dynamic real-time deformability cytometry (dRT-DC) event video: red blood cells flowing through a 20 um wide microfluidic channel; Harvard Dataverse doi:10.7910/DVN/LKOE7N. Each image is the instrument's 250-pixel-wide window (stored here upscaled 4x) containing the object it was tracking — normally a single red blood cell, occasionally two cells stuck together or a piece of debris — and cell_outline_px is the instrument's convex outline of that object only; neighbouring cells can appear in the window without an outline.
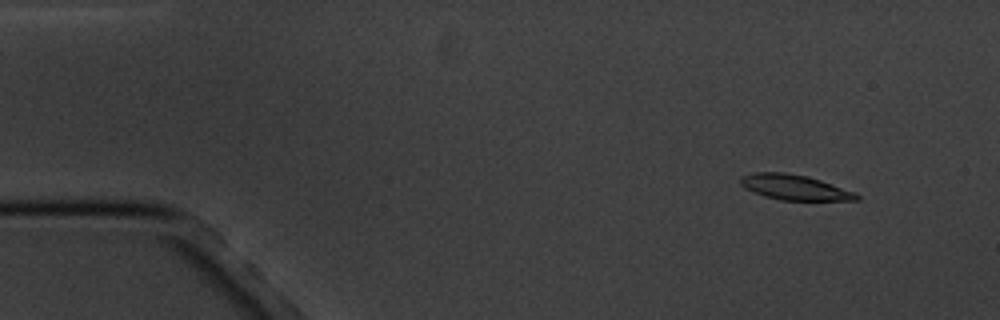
{"species": "common noctule bat (a hibernating species)", "species_latin": "Nyctalus noctula", "temperature_condition": "cold", "stored_images_in_passage": 5, "camera_frame_rate_fps": 3000, "um_per_image_px": 0.085, "animal": {"sex": "male", "body_mass_g": 20.1, "forearm_length_mm": 53.5}, "frame": {"image": 1, "passage_image": 2, "time_ms": 1.0, "image_size_px": [1000, 320], "cell_outline_px": [[860, 200], [780, 200], [764, 196], [752, 192], [744, 188], [740, 184], [740, 176], [752, 172], [784, 172], [808, 176], [856, 192], [860, 196]], "centroid_in_image_um": [67.51, 15.92], "position_along_channel_um": 17.5, "area_um2": 17.22}}
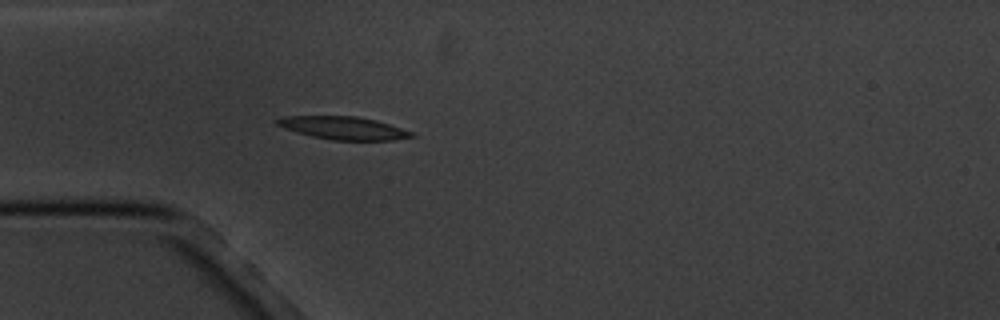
{"frame": {"image": 2, "passage_image": 5, "time_ms": 4.667, "image_size_px": [1000, 320], "cell_outline_px": [[416, 136], [392, 140], [332, 140], [312, 136], [296, 132], [284, 128], [276, 124], [272, 120], [284, 116], [356, 116], [376, 120], [412, 132]], "centroid_in_image_um": [29.13, 10.87], "position_along_channel_um": 55.9, "area_um2": 17.86}}